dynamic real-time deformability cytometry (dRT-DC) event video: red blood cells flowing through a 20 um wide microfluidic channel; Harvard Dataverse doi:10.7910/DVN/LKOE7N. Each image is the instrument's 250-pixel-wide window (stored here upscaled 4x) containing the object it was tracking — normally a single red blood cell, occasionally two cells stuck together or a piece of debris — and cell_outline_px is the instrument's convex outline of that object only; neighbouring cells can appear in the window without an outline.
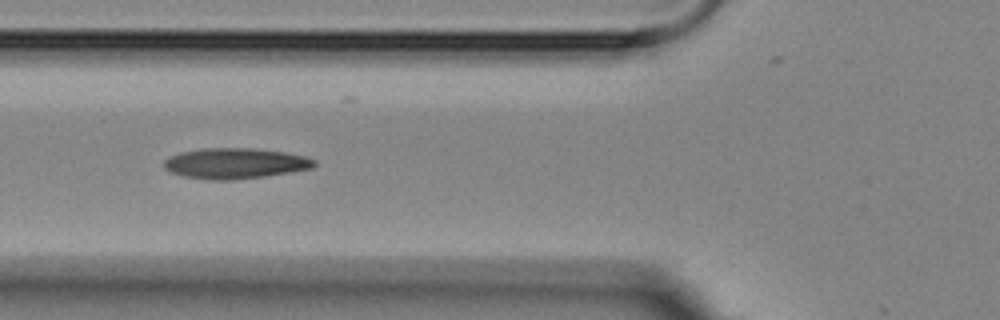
{"species": "Egyptian fruit bat (a non-hibernating species)", "species_latin": "Rousettus aegyptiacus", "temperature_condition": "room temperature", "stored_images_in_passage": 14, "camera_frame_rate_fps": 3000, "um_per_image_px": 0.085, "animal": {"sex": "female"}, "frame": {"image": 1, "passage_image": 5, "time_ms": 4.667, "image_size_px": [1000, 320], "cell_outline_px": [[316, 164], [312, 168], [292, 172], [264, 176], [232, 180], [212, 180], [184, 176], [172, 172], [164, 168], [164, 160], [180, 152], [204, 148], [252, 148], [284, 152], [304, 156], [316, 160]], "centroid_in_image_um": [20.01, 13.88], "position_along_channel_um": 105.8, "area_um2": 26.65}}
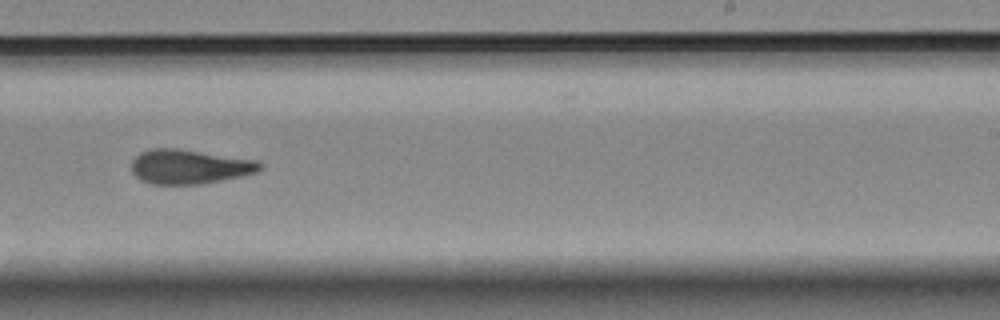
{"frame": {"image": 2, "passage_image": 9, "time_ms": 9.333, "image_size_px": [1000, 320], "cell_outline_px": [[264, 168], [256, 172], [240, 176], [200, 184], [152, 184], [140, 180], [132, 172], [132, 160], [140, 152], [152, 148], [180, 148], [260, 160], [264, 164]], "centroid_in_image_um": [16.13, 14.15], "position_along_channel_um": 272.9, "area_um2": 26.07}}
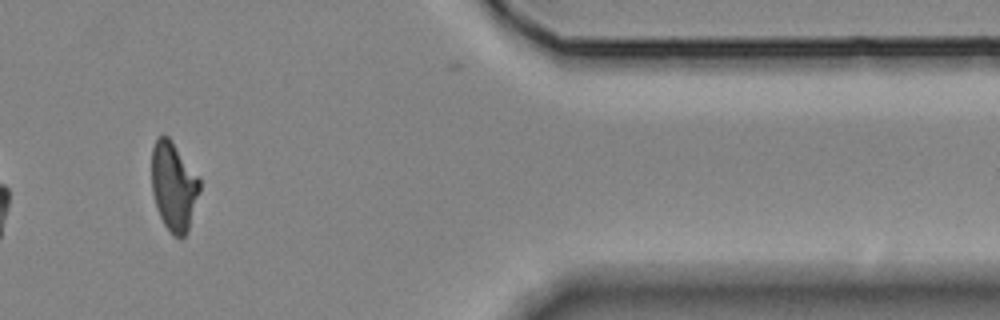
{"frame": {"image": 3, "passage_image": 12, "time_ms": 13.667, "image_size_px": [1000, 320], "cell_outline_px": [[200, 192], [188, 232], [180, 240], [172, 236], [164, 224], [156, 208], [152, 192], [152, 148], [156, 140], [160, 136], [168, 136], [172, 140], [200, 180]], "centroid_in_image_um": [14.77, 15.9], "position_along_channel_um": 396.6, "area_um2": 24.97}, "authors_computed_cell_mechanics": {"area_um2": 25.6054, "velocity_mm_per_s": 3.5944, "shape_relaxation_time_tau1_ms": 6.9857, "shape_relaxation_time_tau2_ms": 2.8226, "deformation_change_tau1": 0.1437, "deformation_change_tau2": 0.0901}}